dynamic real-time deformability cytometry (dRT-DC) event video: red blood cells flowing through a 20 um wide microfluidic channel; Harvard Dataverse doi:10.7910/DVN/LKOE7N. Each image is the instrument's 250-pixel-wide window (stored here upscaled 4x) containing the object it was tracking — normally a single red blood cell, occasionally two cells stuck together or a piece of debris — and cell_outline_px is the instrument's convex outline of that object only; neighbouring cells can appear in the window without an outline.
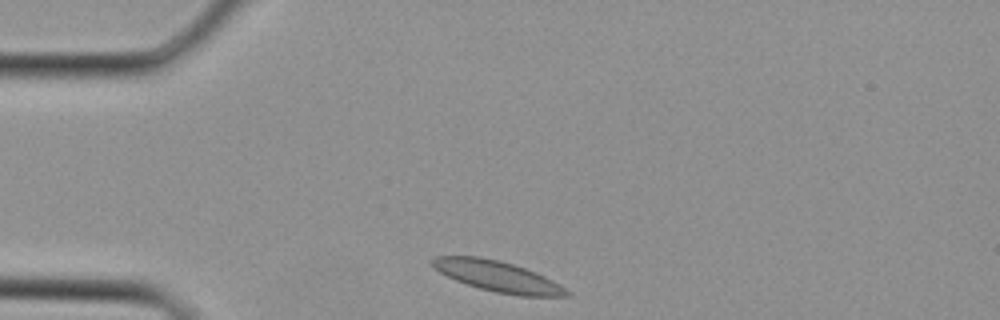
{"species": "Egyptian fruit bat (a non-hibernating species)", "species_latin": "Rousettus aegyptiacus", "temperature_condition": "cold", "stored_images_in_passage": 28, "camera_frame_rate_fps": 3000, "um_per_image_px": 0.085, "animal": {"sex": "female"}, "frame": {"image": 1, "passage_image": 1, "time_ms": 0.0, "image_size_px": [1000, 320], "cell_outline_px": [[572, 296], [520, 296], [496, 292], [480, 288], [456, 280], [440, 272], [432, 264], [432, 260], [436, 256], [480, 256], [500, 260], [536, 272], [560, 284], [572, 292]], "centroid_in_image_um": [42.36, 23.49], "position_along_channel_um": 42.6, "area_um2": 23.87}}
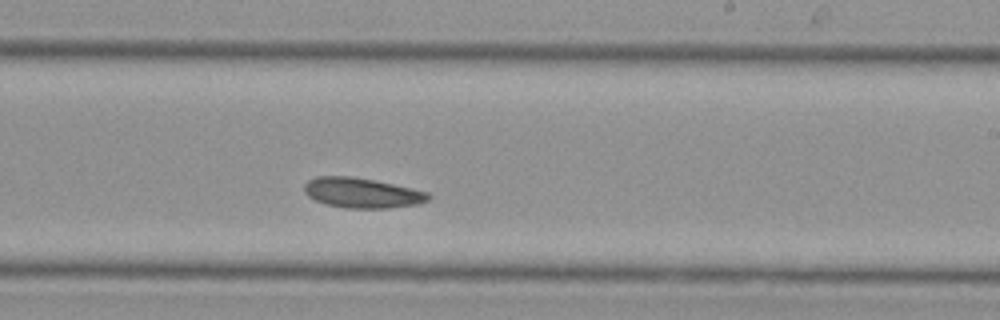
{"frame": {"image": 2, "passage_image": 14, "time_ms": 4.333, "image_size_px": [1000, 320], "cell_outline_px": [[432, 196], [428, 200], [420, 204], [388, 208], [344, 208], [324, 204], [308, 196], [304, 192], [304, 184], [308, 180], [316, 176], [352, 176], [376, 180], [428, 192]], "centroid_in_image_um": [30.76, 16.39], "position_along_channel_um": 258.2, "area_um2": 21.96}}
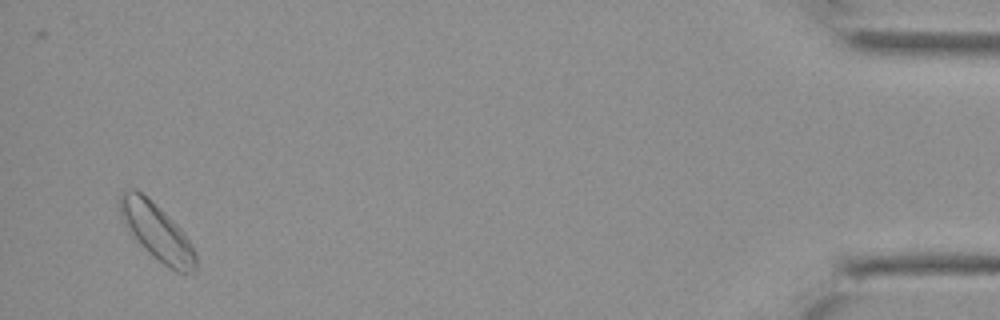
{"frame": {"image": 3, "passage_image": 27, "time_ms": 8.667, "image_size_px": [1000, 320], "cell_outline_px": [[196, 272], [176, 272], [168, 268], [148, 252], [140, 244], [124, 224], [120, 216], [120, 192], [128, 188], [136, 188], [148, 196], [184, 232], [192, 244], [196, 252]], "centroid_in_image_um": [13.33, 19.68], "position_along_channel_um": 421.9, "area_um2": 25.14}}